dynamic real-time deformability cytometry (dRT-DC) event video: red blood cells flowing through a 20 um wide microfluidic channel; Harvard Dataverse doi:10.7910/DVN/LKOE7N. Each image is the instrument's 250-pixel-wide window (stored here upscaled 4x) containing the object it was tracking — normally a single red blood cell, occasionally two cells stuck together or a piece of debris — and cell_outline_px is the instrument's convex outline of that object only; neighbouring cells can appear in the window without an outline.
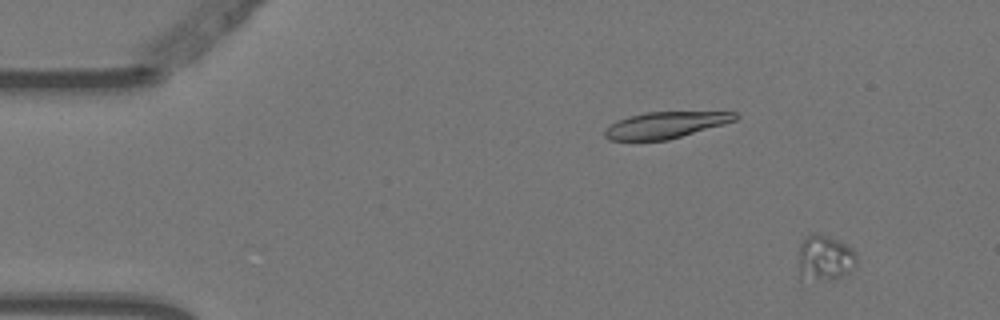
{"species": "Egyptian fruit bat (a non-hibernating species)", "species_latin": "Rousettus aegyptiacus", "temperature_condition": "warm", "stored_images_in_passage": 7, "camera_frame_rate_fps": 3000, "um_per_image_px": 0.085, "animal": {"sex": "female"}, "frame": {"image": 1, "passage_image": 1, "time_ms": 0.0, "image_size_px": [1000, 320], "cell_outline_px": [[856, 264], [848, 272], [840, 276], [816, 276], [800, 272], [800, 244], [804, 236], [812, 232], [820, 232], [840, 240], [848, 244], [856, 252]], "centroid_in_image_um": [70.18, 21.74], "position_along_channel_um": 14.8, "area_um2": 14.57}}